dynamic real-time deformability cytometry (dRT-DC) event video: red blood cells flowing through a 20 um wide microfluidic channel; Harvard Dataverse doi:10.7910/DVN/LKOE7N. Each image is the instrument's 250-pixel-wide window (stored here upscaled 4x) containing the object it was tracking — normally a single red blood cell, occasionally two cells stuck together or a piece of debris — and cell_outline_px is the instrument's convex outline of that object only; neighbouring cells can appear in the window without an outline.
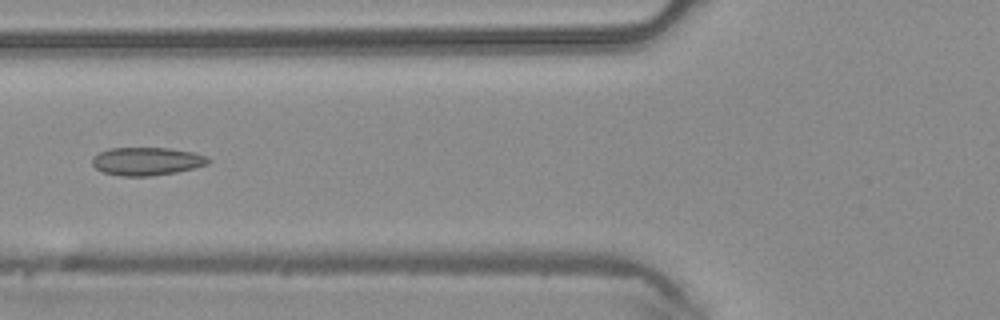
{"species": "common noctule bat (a hibernating species)", "species_latin": "Nyctalus noctula", "temperature_condition": "warm", "stored_images_in_passage": 40, "camera_frame_rate_fps": 3000, "um_per_image_px": 0.085, "animal": {"sex": "male", "body_mass_g": 20.4}, "frame": {"image": 1, "passage_image": 18, "time_ms": 5.667, "image_size_px": [1000, 320], "cell_outline_px": [[212, 160], [208, 164], [196, 168], [176, 172], [152, 176], [120, 176], [104, 172], [96, 168], [92, 164], [92, 156], [108, 148], [168, 148], [192, 152], [208, 156]], "centroid_in_image_um": [12.5, 13.71], "position_along_channel_um": 113.3, "area_um2": 19.13}}
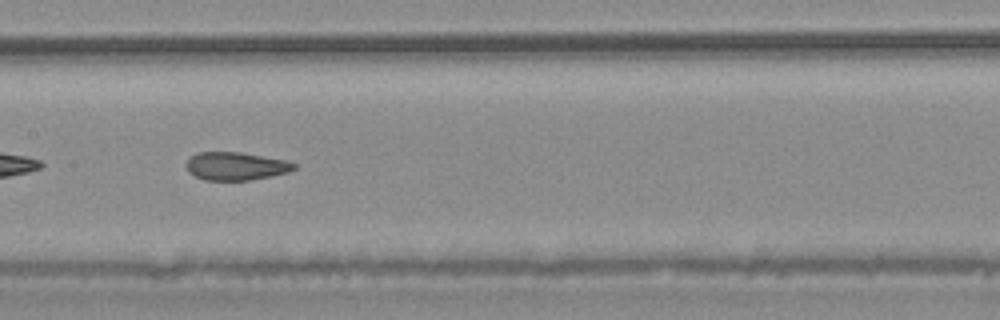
{"frame": {"image": 2, "passage_image": 23, "time_ms": 7.333, "image_size_px": [1000, 320], "cell_outline_px": [[296, 168], [288, 172], [272, 176], [252, 180], [204, 180], [188, 172], [184, 164], [196, 152], [240, 152], [284, 160], [296, 164]], "centroid_in_image_um": [20.02, 14.12], "position_along_channel_um": 187.4, "area_um2": 17.63}}